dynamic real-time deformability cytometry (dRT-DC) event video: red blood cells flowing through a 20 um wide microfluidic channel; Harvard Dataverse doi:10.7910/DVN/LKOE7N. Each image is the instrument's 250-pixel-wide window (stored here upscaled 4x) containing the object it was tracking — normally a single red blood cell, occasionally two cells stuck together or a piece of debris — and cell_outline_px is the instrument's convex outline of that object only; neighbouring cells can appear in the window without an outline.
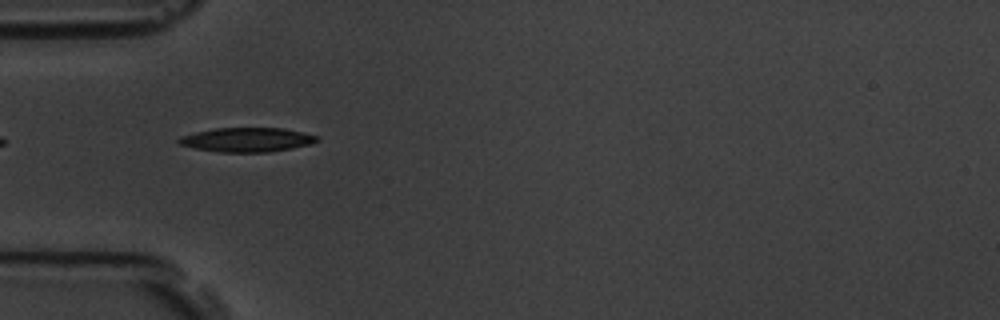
{"species": "common noctule bat (a hibernating species)", "species_latin": "Nyctalus noctula", "temperature_condition": "room temperature", "stored_images_in_passage": 3, "camera_frame_rate_fps": 3000, "um_per_image_px": 0.085, "animal": {"sex": "male", "body_mass_g": 19.5, "forearm_length_mm": 54.6}, "frame": {"image": 1, "passage_image": 2, "time_ms": 1.333, "image_size_px": [1000, 320], "cell_outline_px": [[320, 140], [312, 144], [292, 148], [268, 152], [220, 152], [196, 148], [180, 144], [176, 140], [180, 136], [196, 132], [216, 128], [284, 128], [304, 132], [320, 136]], "centroid_in_image_um": [21.06, 11.87], "position_along_channel_um": 63.9, "area_um2": 19.59}}
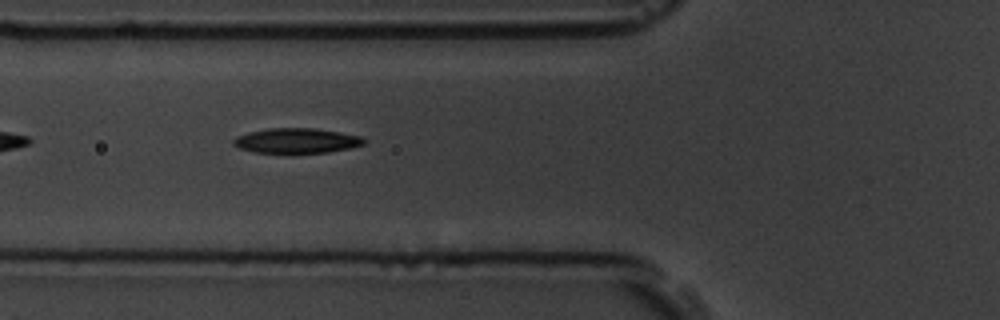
{"frame": {"image": 2, "passage_image": 3, "time_ms": 2.333, "image_size_px": [1000, 320], "cell_outline_px": [[364, 144], [348, 148], [328, 152], [256, 152], [240, 148], [232, 144], [232, 140], [236, 136], [248, 132], [268, 128], [312, 128], [340, 132], [360, 136], [364, 140]], "centroid_in_image_um": [25.16, 11.94], "position_along_channel_um": 100.6, "area_um2": 18.67}}